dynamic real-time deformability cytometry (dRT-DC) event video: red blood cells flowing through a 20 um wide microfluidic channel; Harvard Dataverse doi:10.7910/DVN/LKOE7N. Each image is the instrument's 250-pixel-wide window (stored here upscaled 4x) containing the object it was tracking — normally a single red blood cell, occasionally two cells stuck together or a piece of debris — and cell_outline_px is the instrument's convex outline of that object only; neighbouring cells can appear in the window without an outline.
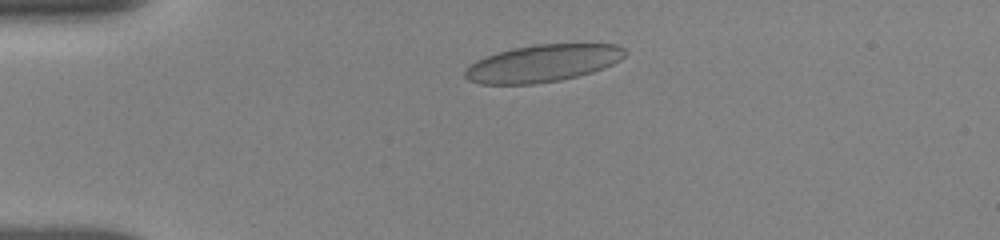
{"species": "human", "species_latin": "Homo sapiens", "temperature_condition": "room temperature", "stored_images_in_passage": 4, "camera_frame_rate_fps": 3000, "um_per_image_px": 0.085, "donor": {"sex": "female"}, "frame": {"image": 1, "passage_image": 1, "time_ms": 0.0, "image_size_px": [1000, 240], "cell_outline_px": [[628, 52], [620, 60], [612, 64], [592, 72], [560, 80], [532, 84], [480, 84], [468, 80], [464, 76], [464, 72], [476, 60], [512, 48], [536, 44], [616, 44], [624, 48]], "centroid_in_image_um": [46.15, 5.38], "position_along_channel_um": 38.9, "area_um2": 34.45}}
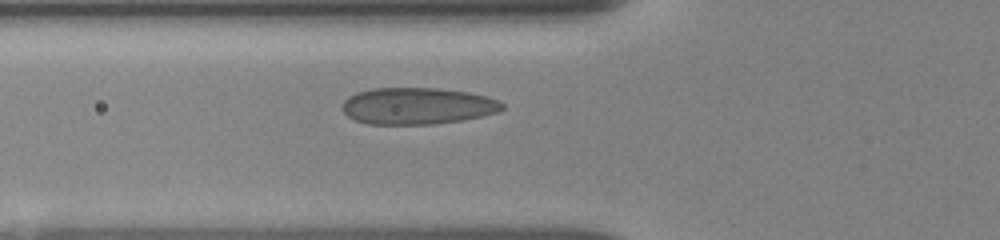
{"frame": {"image": 2, "passage_image": 4, "time_ms": 2.333, "image_size_px": [1000, 240], "cell_outline_px": [[504, 108], [496, 112], [480, 116], [460, 120], [432, 124], [368, 124], [356, 120], [348, 116], [340, 108], [344, 100], [348, 96], [356, 92], [372, 88], [440, 88], [468, 92], [488, 96], [500, 100], [504, 104]], "centroid_in_image_um": [35.46, 8.99], "position_along_channel_um": 90.3, "area_um2": 34.33}}